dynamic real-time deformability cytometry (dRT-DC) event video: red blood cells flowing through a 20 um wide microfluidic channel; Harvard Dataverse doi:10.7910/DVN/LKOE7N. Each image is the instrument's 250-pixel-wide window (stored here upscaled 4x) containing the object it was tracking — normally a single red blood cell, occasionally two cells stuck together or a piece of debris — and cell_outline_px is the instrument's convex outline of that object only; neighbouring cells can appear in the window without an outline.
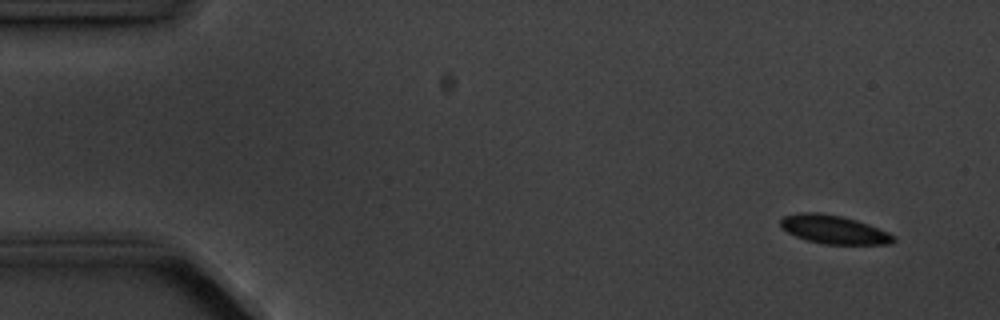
{"species": "common noctule bat (a hibernating species)", "species_latin": "Nyctalus noctula", "temperature_condition": "cold", "stored_images_in_passage": 6, "camera_frame_rate_fps": 3000, "um_per_image_px": 0.085, "animal": {"sex": "male", "body_mass_g": 20.1, "forearm_length_mm": 53.5}, "frame": {"image": 1, "passage_image": 2, "time_ms": 1.0, "image_size_px": [1000, 320], "cell_outline_px": [[896, 240], [892, 244], [824, 244], [808, 240], [796, 236], [780, 228], [780, 220], [784, 216], [800, 212], [820, 212], [840, 216], [856, 220], [868, 224], [888, 232], [896, 236]], "centroid_in_image_um": [70.88, 19.51], "position_along_channel_um": 14.1, "area_um2": 18.79}}
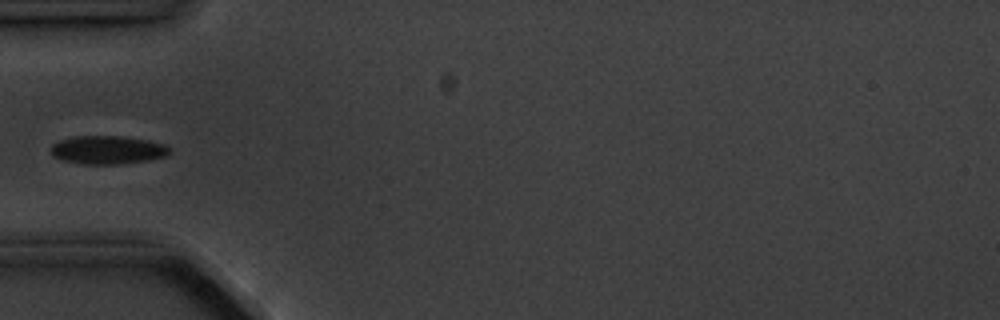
{"frame": {"image": 2, "passage_image": 6, "time_ms": 5.667, "image_size_px": [1000, 320], "cell_outline_px": [[172, 152], [164, 156], [148, 160], [116, 164], [84, 164], [64, 160], [52, 156], [52, 144], [60, 140], [72, 136], [120, 136], [148, 140], [164, 144]], "centroid_in_image_um": [9.13, 12.73], "position_along_channel_um": 75.9, "area_um2": 19.42}}